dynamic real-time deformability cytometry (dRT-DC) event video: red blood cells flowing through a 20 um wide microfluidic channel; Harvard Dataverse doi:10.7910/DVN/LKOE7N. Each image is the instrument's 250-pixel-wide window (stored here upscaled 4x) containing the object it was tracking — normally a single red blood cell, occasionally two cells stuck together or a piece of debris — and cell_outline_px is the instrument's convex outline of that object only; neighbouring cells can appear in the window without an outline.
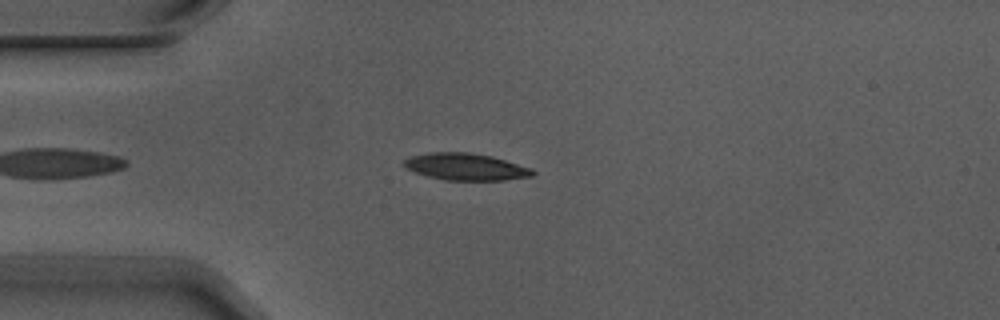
{"species": "Egyptian fruit bat (a non-hibernating species)", "species_latin": "Rousettus aegyptiacus", "temperature_condition": "warm", "stored_images_in_passage": 6, "camera_frame_rate_fps": 3000, "um_per_image_px": 0.085, "animal": {"sex": "male"}, "frame": {"image": 1, "passage_image": 4, "time_ms": 1.0, "image_size_px": [1000, 320], "cell_outline_px": [[536, 172], [532, 176], [504, 180], [444, 180], [428, 176], [416, 172], [408, 168], [404, 164], [404, 160], [412, 156], [432, 152], [468, 152], [492, 156], [532, 168]], "centroid_in_image_um": [39.64, 14.17], "position_along_channel_um": 45.4, "area_um2": 20.0}}
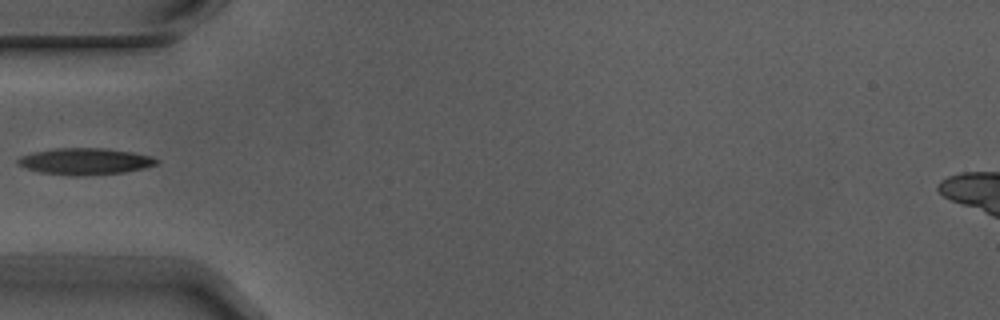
{"frame": {"image": 2, "passage_image": 5, "time_ms": 1.333, "image_size_px": [1000, 320], "cell_outline_px": [[160, 160], [156, 164], [144, 168], [124, 172], [76, 176], [72, 176], [40, 172], [16, 164], [16, 160], [20, 156], [36, 152], [56, 148], [108, 148], [132, 152], [152, 156]], "centroid_in_image_um": [7.25, 13.71], "position_along_channel_um": 77.8, "area_um2": 21.39}}